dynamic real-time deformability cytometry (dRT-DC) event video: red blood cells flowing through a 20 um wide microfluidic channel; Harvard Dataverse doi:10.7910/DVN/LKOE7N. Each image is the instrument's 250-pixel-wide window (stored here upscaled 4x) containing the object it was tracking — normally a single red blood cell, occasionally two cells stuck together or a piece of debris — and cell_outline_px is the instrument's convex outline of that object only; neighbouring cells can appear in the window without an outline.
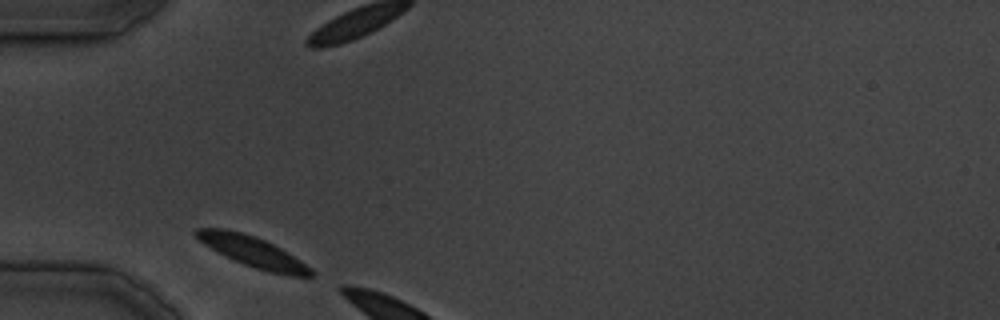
{"species": "common noctule bat (a hibernating species)", "species_latin": "Nyctalus noctula", "temperature_condition": "cold", "stored_images_in_passage": 4, "camera_frame_rate_fps": 3000, "um_per_image_px": 0.085, "animal": {"sex": "male", "body_mass_g": 19.5, "forearm_length_mm": 54.6}, "frame": {"image": 1, "passage_image": 1, "time_ms": 0.0, "image_size_px": [1000, 320], "cell_outline_px": [[312, 276], [288, 276], [268, 272], [244, 264], [204, 244], [192, 232], [196, 228], [224, 228], [256, 236], [280, 248], [300, 260], [312, 268]], "centroid_in_image_um": [21.5, 21.39], "position_along_channel_um": 63.5, "area_um2": 20.0}}